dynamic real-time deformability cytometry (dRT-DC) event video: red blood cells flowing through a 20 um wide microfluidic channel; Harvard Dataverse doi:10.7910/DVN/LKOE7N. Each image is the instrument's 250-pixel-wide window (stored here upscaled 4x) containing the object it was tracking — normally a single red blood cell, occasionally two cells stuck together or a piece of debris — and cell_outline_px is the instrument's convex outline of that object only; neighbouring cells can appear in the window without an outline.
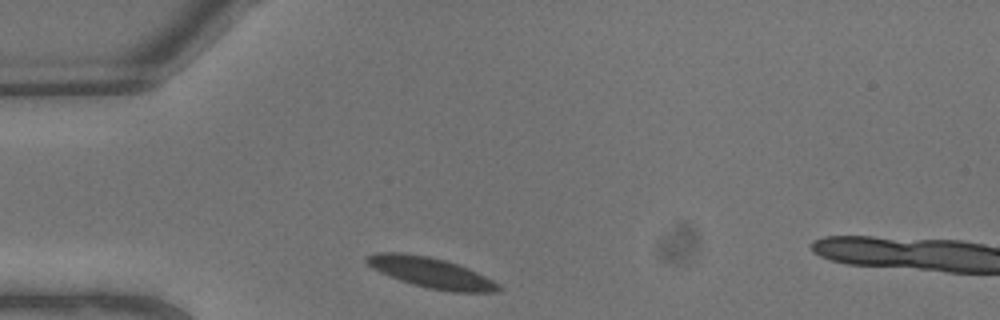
{"species": "common noctule bat (a hibernating species)", "species_latin": "Nyctalus noctula", "temperature_condition": "warm", "stored_images_in_passage": 2, "camera_frame_rate_fps": 3000, "um_per_image_px": 0.085, "animal": {"sex": "male", "body_mass_g": 13.3}, "frame": {"image": 1, "passage_image": 1, "time_ms": 0.0, "image_size_px": [1000, 320], "cell_outline_px": [[500, 288], [496, 292], [452, 292], [428, 288], [412, 284], [400, 280], [380, 272], [372, 268], [364, 260], [368, 256], [376, 252], [400, 252], [428, 256], [444, 260], [468, 268], [500, 284]], "centroid_in_image_um": [36.61, 23.17], "position_along_channel_um": 48.4, "area_um2": 23.12}}